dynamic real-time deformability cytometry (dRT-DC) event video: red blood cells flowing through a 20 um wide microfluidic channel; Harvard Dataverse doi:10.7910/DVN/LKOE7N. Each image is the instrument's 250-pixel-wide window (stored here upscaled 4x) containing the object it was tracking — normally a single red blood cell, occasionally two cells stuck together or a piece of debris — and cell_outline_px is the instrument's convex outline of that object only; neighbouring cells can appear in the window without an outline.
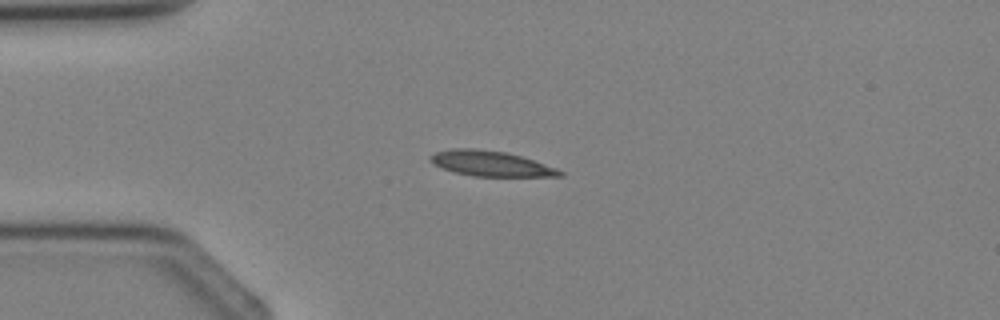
{"species": "Egyptian fruit bat (a non-hibernating species)", "species_latin": "Rousettus aegyptiacus", "temperature_condition": "cold", "stored_images_in_passage": 2, "camera_frame_rate_fps": 3000, "um_per_image_px": 0.085, "animal": {"sex": "female"}, "frame": {"image": 1, "passage_image": 2, "time_ms": 1.333, "image_size_px": [1000, 320], "cell_outline_px": [[564, 176], [472, 176], [456, 172], [432, 164], [428, 160], [428, 156], [436, 152], [452, 148], [476, 148], [504, 152], [520, 156], [556, 168], [564, 172]], "centroid_in_image_um": [41.66, 13.9], "position_along_channel_um": 43.3, "area_um2": 18.9}}